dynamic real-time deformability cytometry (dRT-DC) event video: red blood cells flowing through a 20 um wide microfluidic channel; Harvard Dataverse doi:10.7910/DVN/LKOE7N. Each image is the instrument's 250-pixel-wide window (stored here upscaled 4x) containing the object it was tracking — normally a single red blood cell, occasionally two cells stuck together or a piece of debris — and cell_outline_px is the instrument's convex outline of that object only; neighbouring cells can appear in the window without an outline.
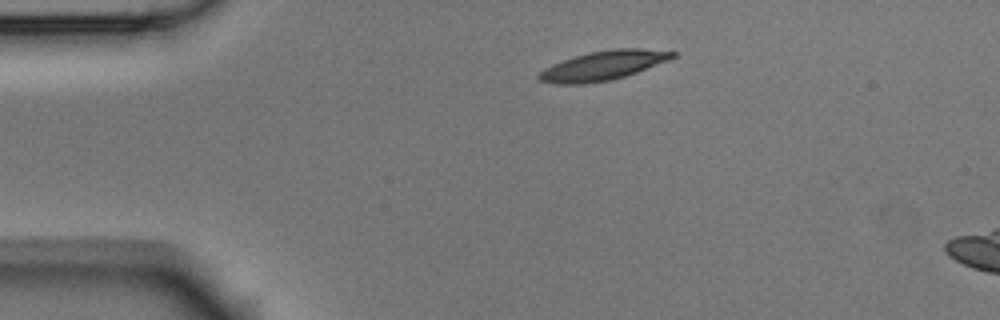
{"species": "Egyptian fruit bat (a non-hibernating species)", "species_latin": "Rousettus aegyptiacus", "temperature_condition": "room temperature", "stored_images_in_passage": 3, "camera_frame_rate_fps": 3000, "um_per_image_px": 0.085, "animal": {"sex": "male"}, "frame": {"image": 1, "passage_image": 1, "time_ms": 0.0, "image_size_px": [1000, 320], "cell_outline_px": [[680, 52], [676, 56], [668, 60], [636, 72], [612, 80], [584, 84], [556, 84], [540, 80], [536, 76], [544, 68], [552, 64], [588, 52], [612, 48], [640, 48]], "centroid_in_image_um": [51.28, 5.56], "position_along_channel_um": 33.7, "area_um2": 22.77}}